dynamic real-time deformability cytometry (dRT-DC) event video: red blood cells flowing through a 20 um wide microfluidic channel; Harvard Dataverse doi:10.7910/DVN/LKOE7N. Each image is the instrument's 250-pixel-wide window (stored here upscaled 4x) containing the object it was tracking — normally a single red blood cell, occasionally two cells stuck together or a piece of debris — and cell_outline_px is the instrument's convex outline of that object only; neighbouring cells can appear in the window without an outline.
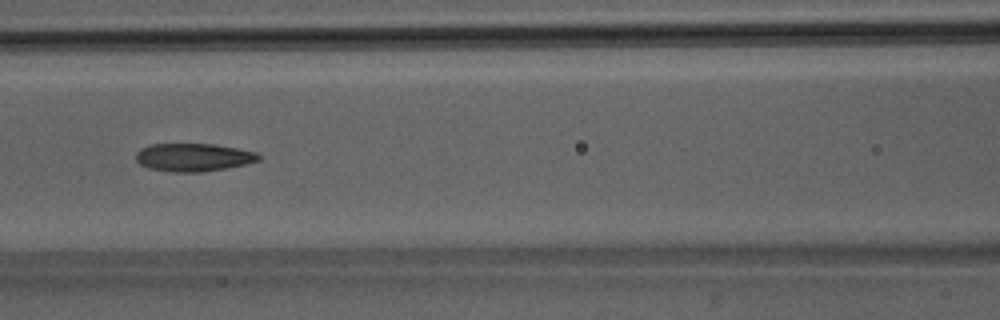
{"species": "Egyptian fruit bat (a non-hibernating species)", "species_latin": "Rousettus aegyptiacus", "temperature_condition": "room temperature", "stored_images_in_passage": 7, "camera_frame_rate_fps": 3000, "um_per_image_px": 0.085, "animal": {"sex": "male"}, "frame": {"image": 1, "passage_image": 7, "time_ms": 6.667, "image_size_px": [1000, 320], "cell_outline_px": [[260, 160], [228, 168], [200, 172], [172, 172], [148, 168], [140, 164], [136, 160], [136, 152], [140, 148], [148, 144], [216, 144], [256, 152], [260, 156]], "centroid_in_image_um": [16.41, 13.37], "position_along_channel_um": 150.2, "area_um2": 20.11}}